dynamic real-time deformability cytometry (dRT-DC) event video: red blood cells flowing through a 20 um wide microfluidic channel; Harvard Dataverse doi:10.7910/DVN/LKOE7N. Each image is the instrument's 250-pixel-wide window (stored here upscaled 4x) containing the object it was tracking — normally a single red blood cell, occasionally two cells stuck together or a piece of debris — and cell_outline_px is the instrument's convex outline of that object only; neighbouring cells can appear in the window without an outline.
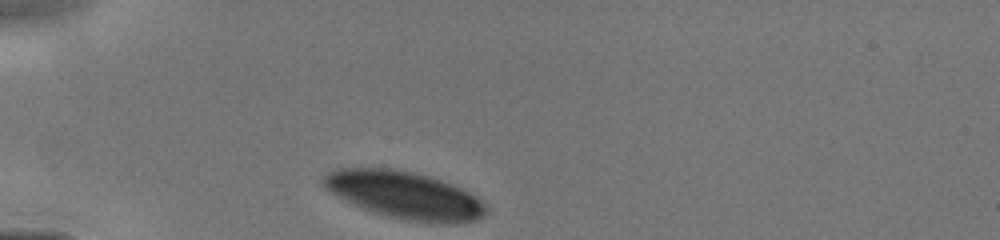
{"species": "human", "species_latin": "Homo sapiens", "temperature_condition": "cold", "stored_images_in_passage": 5, "camera_frame_rate_fps": 3000, "um_per_image_px": 0.085, "donor": {"sex": "male"}, "frame": {"image": 1, "passage_image": 1, "time_ms": 0.0, "image_size_px": [1000, 240], "cell_outline_px": [[488, 212], [484, 216], [476, 220], [456, 224], [432, 224], [404, 220], [384, 216], [372, 212], [352, 204], [336, 196], [324, 184], [324, 176], [328, 172], [336, 168], [388, 168], [412, 172], [428, 176], [452, 184], [484, 200], [488, 208]], "centroid_in_image_um": [34.45, 16.62], "position_along_channel_um": 50.5, "area_um2": 45.26}}